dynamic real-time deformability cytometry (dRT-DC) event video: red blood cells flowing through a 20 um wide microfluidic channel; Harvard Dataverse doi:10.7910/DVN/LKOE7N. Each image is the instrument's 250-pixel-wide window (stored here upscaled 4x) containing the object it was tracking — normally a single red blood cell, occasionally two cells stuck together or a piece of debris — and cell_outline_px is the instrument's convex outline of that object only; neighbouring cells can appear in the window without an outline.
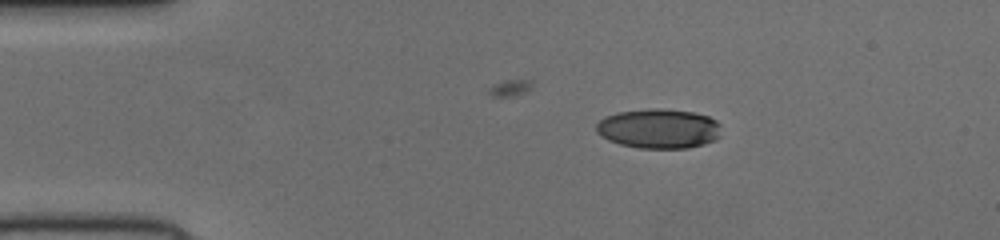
{"species": "human", "species_latin": "Homo sapiens", "temperature_condition": "cold", "stored_images_in_passage": 35, "camera_frame_rate_fps": 3000, "um_per_image_px": 0.085, "donor": {"sex": "female"}, "frame": {"image": 1, "passage_image": 1, "time_ms": 0.0, "image_size_px": [1000, 240], "cell_outline_px": [[720, 136], [716, 140], [704, 144], [688, 148], [640, 148], [620, 144], [608, 140], [596, 132], [596, 124], [604, 116], [616, 112], [648, 108], [660, 108], [692, 112], [708, 116], [716, 120], [720, 124]], "centroid_in_image_um": [55.99, 10.92], "position_along_channel_um": 29.0, "area_um2": 29.13}}
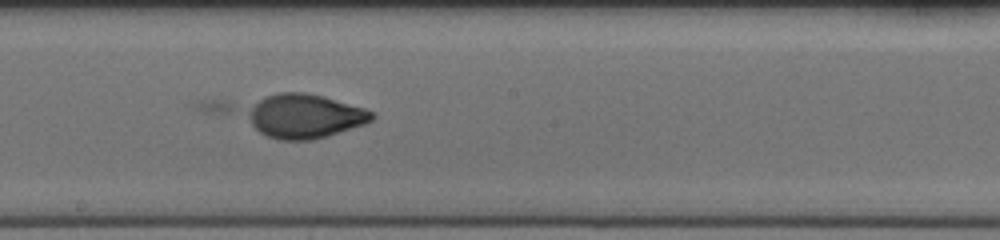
{"frame": {"image": 2, "passage_image": 20, "time_ms": 6.333, "image_size_px": [1000, 240], "cell_outline_px": [[376, 116], [372, 120], [364, 124], [328, 136], [312, 140], [280, 140], [268, 136], [204, 112], [196, 108], [196, 100], [276, 92], [304, 92], [324, 96], [364, 108], [372, 112]], "centroid_in_image_um": [24.48, 9.71], "position_along_channel_um": 223.7, "area_um2": 41.44}}
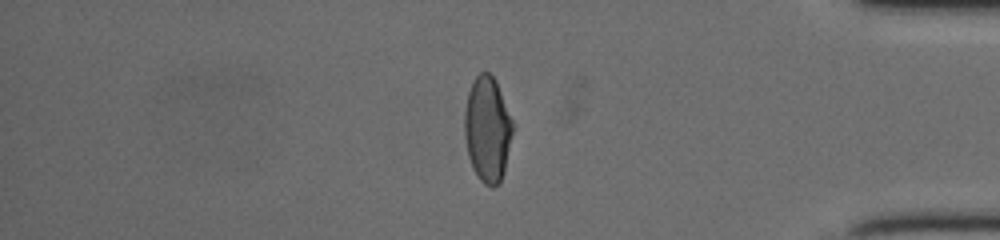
{"frame": {"image": 3, "passage_image": 35, "time_ms": 11.333, "image_size_px": [1000, 240], "cell_outline_px": [[512, 132], [504, 172], [500, 180], [492, 188], [484, 184], [480, 180], [472, 168], [468, 156], [464, 136], [464, 112], [468, 92], [472, 80], [480, 72], [488, 72], [496, 80], [512, 120]], "centroid_in_image_um": [41.4, 10.97], "position_along_channel_um": 393.8, "area_um2": 29.54}}